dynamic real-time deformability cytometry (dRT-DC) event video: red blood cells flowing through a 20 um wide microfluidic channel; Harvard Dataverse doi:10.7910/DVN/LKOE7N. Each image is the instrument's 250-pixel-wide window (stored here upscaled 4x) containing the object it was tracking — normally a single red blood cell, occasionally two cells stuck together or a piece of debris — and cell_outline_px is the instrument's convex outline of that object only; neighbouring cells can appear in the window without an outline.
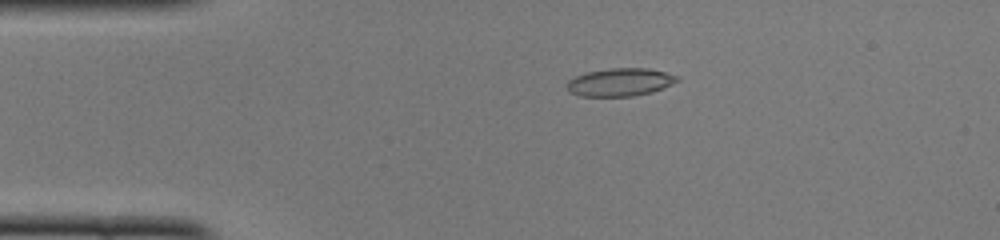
{"species": "common noctule bat (a hibernating species)", "species_latin": "Nyctalus noctula", "temperature_condition": "cold", "stored_images_in_passage": 40, "camera_frame_rate_fps": 3000, "um_per_image_px": 0.085, "animal": {"sex": "female", "body_mass_g": 22.0, "forearm_length_mm": 56.7}, "frame": {"image": 1, "passage_image": 1, "time_ms": 0.0, "image_size_px": [1000, 240], "cell_outline_px": [[680, 80], [672, 84], [652, 92], [632, 96], [580, 96], [572, 92], [564, 84], [568, 80], [584, 72], [612, 68], [648, 68], [680, 76]], "centroid_in_image_um": [52.71, 6.97], "position_along_channel_um": 32.3, "area_um2": 17.98}}
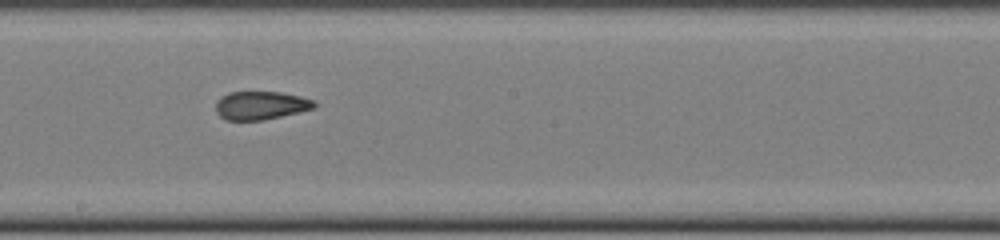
{"frame": {"image": 2, "passage_image": 18, "time_ms": 5.667, "image_size_px": [1000, 240], "cell_outline_px": [[316, 108], [264, 120], [224, 120], [216, 112], [216, 100], [220, 96], [228, 92], [280, 92], [300, 96], [316, 100]], "centroid_in_image_um": [22.16, 8.96], "position_along_channel_um": 226.0, "area_um2": 16.47}}
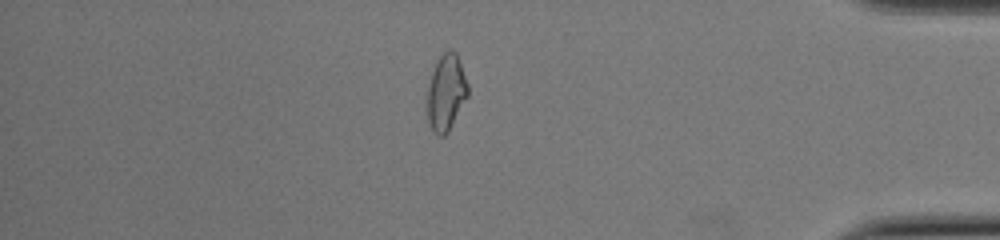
{"frame": {"image": 3, "passage_image": 33, "time_ms": 10.667, "image_size_px": [1000, 240], "cell_outline_px": [[468, 96], [448, 132], [444, 136], [436, 136], [428, 124], [428, 84], [432, 72], [440, 56], [448, 48], [452, 48], [456, 52], [468, 84]], "centroid_in_image_um": [37.92, 7.87], "position_along_channel_um": 397.3, "area_um2": 18.03}, "authors_computed_cell_mechanics": {"area_um2": 17.34, "velocity_mm_per_s": 4.1202, "shape_relaxation_time_tau1_ms": null, "shape_relaxation_time_tau2_ms": 1.8344, "deformation_change_tau1": null, "deformation_change_tau2": 0.0991}}